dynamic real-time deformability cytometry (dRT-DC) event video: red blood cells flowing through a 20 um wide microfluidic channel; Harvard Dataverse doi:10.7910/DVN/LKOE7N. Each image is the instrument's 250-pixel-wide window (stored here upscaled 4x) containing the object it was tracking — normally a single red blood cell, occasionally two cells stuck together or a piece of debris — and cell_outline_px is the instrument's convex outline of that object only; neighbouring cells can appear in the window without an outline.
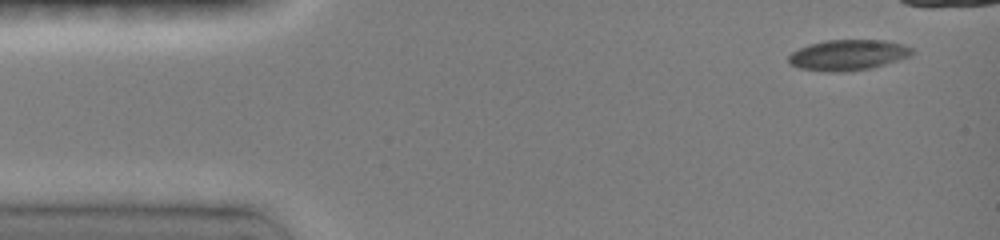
{"species": "common noctule bat (a hibernating species)", "species_latin": "Nyctalus noctula", "temperature_condition": "room temperature", "stored_images_in_passage": 5, "camera_frame_rate_fps": 3000, "um_per_image_px": 0.085, "animal": {"sex": "female", "body_mass_g": 19.0, "forearm_length_mm": 51.5}, "frame": {"image": 1, "passage_image": 1, "time_ms": 0.0, "image_size_px": [1000, 240], "cell_outline_px": [[912, 56], [872, 68], [844, 72], [832, 72], [800, 68], [788, 64], [788, 56], [792, 52], [808, 44], [824, 40], [884, 40], [904, 44], [912, 48]], "centroid_in_image_um": [72.08, 4.67], "position_along_channel_um": 12.9, "area_um2": 22.2}}
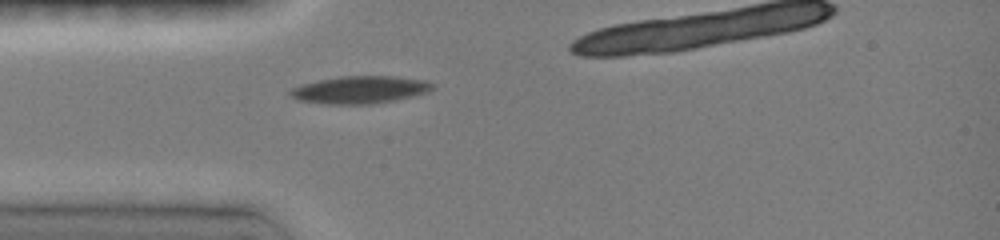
{"frame": {"image": 2, "passage_image": 4, "time_ms": 3.333, "image_size_px": [1000, 240], "cell_outline_px": [[436, 88], [428, 92], [412, 96], [372, 104], [332, 104], [296, 100], [288, 92], [292, 88], [300, 84], [340, 76], [392, 76], [424, 80], [432, 84]], "centroid_in_image_um": [30.58, 7.62], "position_along_channel_um": 54.4, "area_um2": 22.6}}